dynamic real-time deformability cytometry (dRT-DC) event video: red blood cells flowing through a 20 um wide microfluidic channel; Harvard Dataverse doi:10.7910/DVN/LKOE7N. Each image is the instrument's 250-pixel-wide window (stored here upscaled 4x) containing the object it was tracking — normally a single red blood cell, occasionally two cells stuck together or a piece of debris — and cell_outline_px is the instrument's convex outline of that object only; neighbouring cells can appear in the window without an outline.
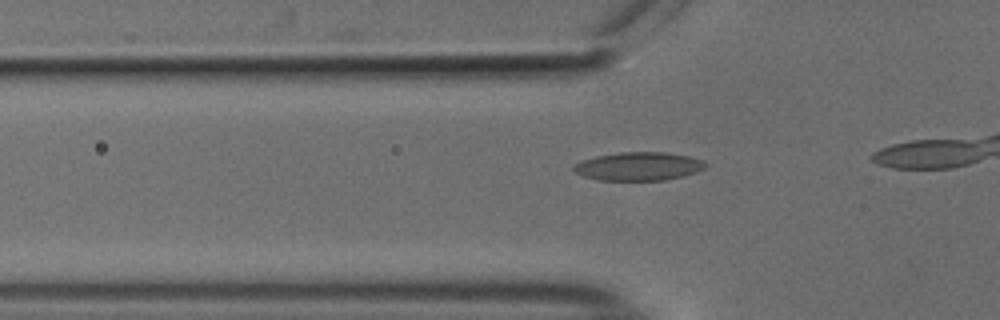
{"species": "common noctule bat (a hibernating species)", "species_latin": "Nyctalus noctula", "temperature_condition": "cold", "stored_images_in_passage": 12, "camera_frame_rate_fps": 3000, "um_per_image_px": 0.085, "animal": {"sex": "male", "body_mass_g": 18.8}, "frame": {"image": 1, "passage_image": 7, "time_ms": 2.0, "image_size_px": [1000, 320], "cell_outline_px": [[708, 164], [704, 168], [696, 172], [684, 176], [664, 180], [600, 180], [584, 176], [576, 172], [572, 168], [572, 164], [580, 160], [596, 156], [620, 152], [664, 152], [688, 156], [704, 160]], "centroid_in_image_um": [54.27, 14.13], "position_along_channel_um": 71.5, "area_um2": 21.91}}